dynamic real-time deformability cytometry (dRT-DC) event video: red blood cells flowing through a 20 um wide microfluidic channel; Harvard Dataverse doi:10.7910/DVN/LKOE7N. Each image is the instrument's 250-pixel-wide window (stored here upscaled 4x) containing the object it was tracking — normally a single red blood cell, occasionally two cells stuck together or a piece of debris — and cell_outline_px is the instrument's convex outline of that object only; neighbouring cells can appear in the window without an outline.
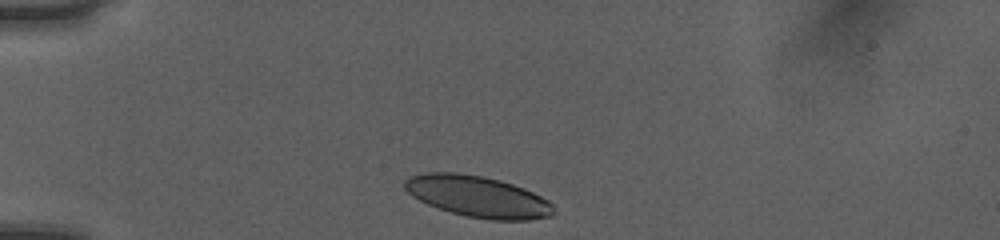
{"species": "human", "species_latin": "Homo sapiens", "temperature_condition": "room temperature", "stored_images_in_passage": 32, "camera_frame_rate_fps": 3000, "um_per_image_px": 0.085, "donor": {"sex": "female"}, "frame": {"image": 1, "passage_image": 1, "time_ms": 0.0, "image_size_px": [1000, 240], "cell_outline_px": [[552, 216], [528, 220], [492, 220], [468, 216], [452, 212], [428, 204], [412, 196], [404, 188], [404, 180], [408, 176], [428, 172], [456, 172], [480, 176], [500, 180], [524, 188], [548, 200], [552, 204]], "centroid_in_image_um": [40.59, 16.69], "position_along_channel_um": 44.4, "area_um2": 35.49}}
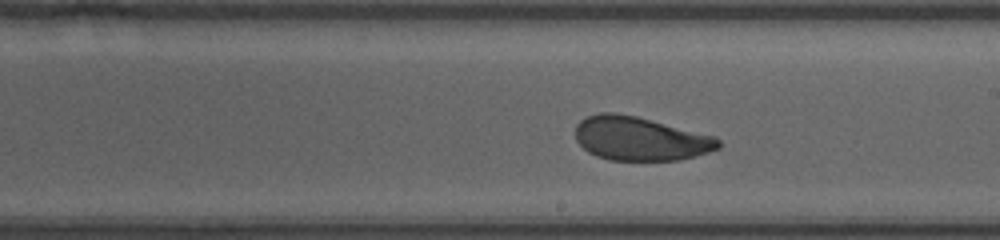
{"frame": {"image": 2, "passage_image": 18, "time_ms": 5.667, "image_size_px": [1000, 240], "cell_outline_px": [[720, 148], [696, 156], [680, 160], [608, 160], [596, 156], [588, 152], [576, 140], [576, 124], [580, 120], [588, 116], [600, 112], [616, 112], [636, 116], [716, 136], [720, 140]], "centroid_in_image_um": [54.42, 11.78], "position_along_channel_um": 234.6, "area_um2": 36.65}}
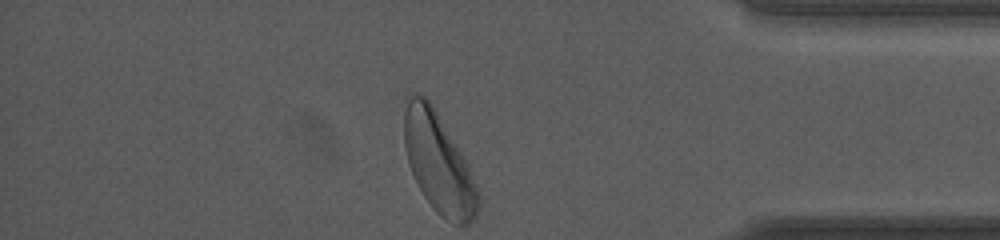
{"frame": {"image": 3, "passage_image": 32, "time_ms": 10.333, "image_size_px": [1000, 240], "cell_outline_px": [[480, 208], [472, 220], [468, 224], [452, 224], [440, 216], [436, 212], [424, 196], [408, 164], [404, 144], [404, 96], [408, 92], [424, 96], [432, 104], [468, 164], [480, 192]], "centroid_in_image_um": [37.27, 13.85], "position_along_channel_um": 397.9, "area_um2": 43.23}, "authors_computed_cell_mechanics": {"area_um2": 36.7608, "velocity_mm_per_s": 4.0113, "shape_relaxation_time_tau1_ms": 2.2717, "shape_relaxation_time_tau2_ms": 1.637, "deformation_change_tau1": 0.1196, "deformation_change_tau2": 0.0741}}